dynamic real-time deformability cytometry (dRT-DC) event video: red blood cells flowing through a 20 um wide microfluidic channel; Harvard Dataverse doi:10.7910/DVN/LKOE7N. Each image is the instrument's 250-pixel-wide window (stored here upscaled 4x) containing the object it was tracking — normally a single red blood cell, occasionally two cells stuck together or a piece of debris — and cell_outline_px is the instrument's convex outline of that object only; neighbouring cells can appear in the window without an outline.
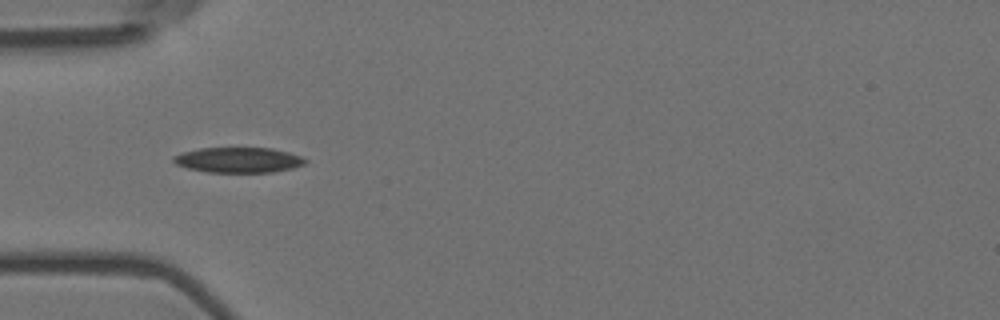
{"species": "Egyptian fruit bat (a non-hibernating species)", "species_latin": "Rousettus aegyptiacus", "temperature_condition": "room temperature", "stored_images_in_passage": 10, "camera_frame_rate_fps": 3000, "um_per_image_px": 0.085, "animal": {"sex": "female"}, "frame": {"image": 1, "passage_image": 4, "time_ms": 1.0, "image_size_px": [1000, 320], "cell_outline_px": [[308, 160], [304, 164], [292, 168], [272, 172], [208, 172], [188, 168], [176, 164], [172, 160], [172, 156], [184, 152], [200, 148], [272, 148], [288, 152], [300, 156]], "centroid_in_image_um": [20.26, 13.59], "position_along_channel_um": 64.7, "area_um2": 19.31}}
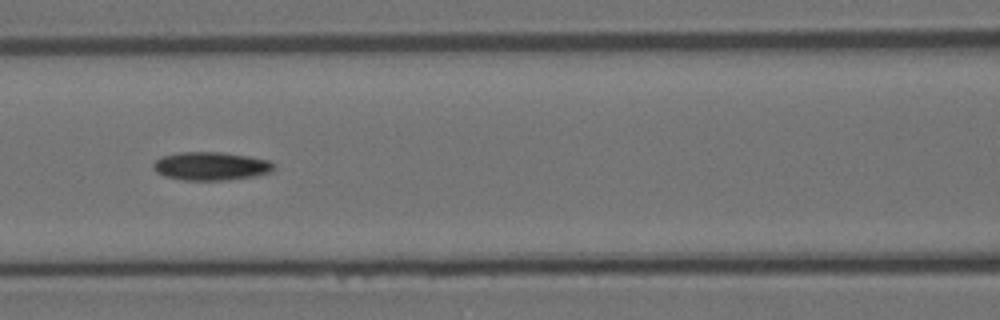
{"frame": {"image": 2, "passage_image": 6, "time_ms": 1.667, "image_size_px": [1000, 320], "cell_outline_px": [[276, 168], [272, 172], [256, 176], [228, 180], [184, 180], [164, 176], [156, 172], [152, 168], [152, 164], [156, 160], [164, 156], [180, 152], [220, 152], [248, 156], [268, 160], [276, 164]], "centroid_in_image_um": [17.96, 14.13], "position_along_channel_um": 148.6, "area_um2": 20.06}}
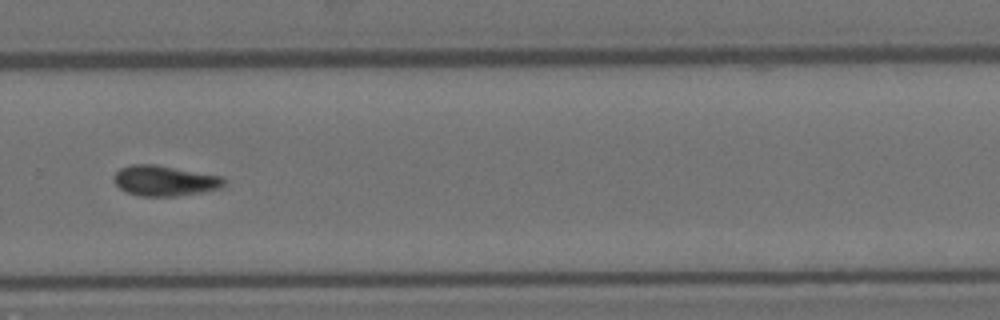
{"frame": {"image": 3, "passage_image": 10, "time_ms": 3.0, "image_size_px": [1000, 320], "cell_outline_px": [[224, 184], [220, 188], [200, 192], [176, 196], [140, 196], [128, 192], [120, 188], [112, 180], [112, 176], [120, 168], [128, 164], [156, 164], [220, 176], [224, 180]], "centroid_in_image_um": [13.93, 15.35], "position_along_channel_um": 315.9, "area_um2": 19.42}}